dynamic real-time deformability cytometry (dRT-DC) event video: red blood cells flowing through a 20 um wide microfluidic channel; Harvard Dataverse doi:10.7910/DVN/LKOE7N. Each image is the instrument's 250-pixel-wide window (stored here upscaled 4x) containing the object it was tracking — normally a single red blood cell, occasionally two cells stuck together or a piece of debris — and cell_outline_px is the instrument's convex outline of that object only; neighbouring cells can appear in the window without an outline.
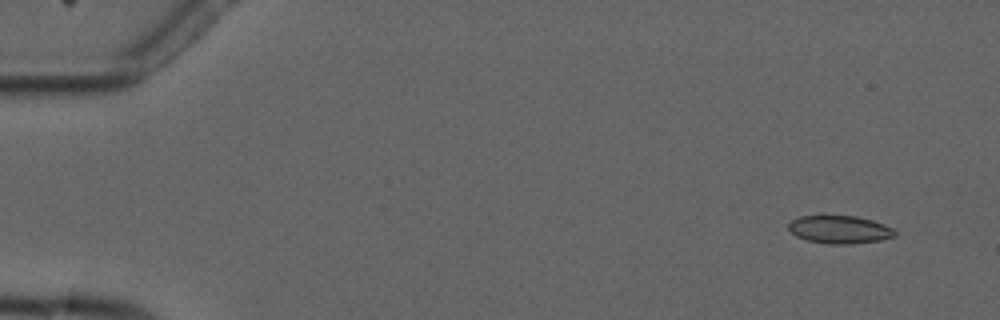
{"species": "common noctule bat (a hibernating species)", "species_latin": "Nyctalus noctula", "temperature_condition": "cold", "stored_images_in_passage": 4, "camera_frame_rate_fps": 3000, "um_per_image_px": 0.085, "animal": {"sex": "male", "forearm_length_mm": 52.5}, "frame": {"image": 1, "passage_image": 1, "time_ms": 0.0, "image_size_px": [1000, 320], "cell_outline_px": [[896, 236], [880, 240], [852, 244], [832, 244], [808, 240], [796, 236], [788, 228], [788, 224], [792, 220], [800, 216], [820, 212], [824, 212], [856, 216], [872, 220], [884, 224], [892, 228], [896, 232]], "centroid_in_image_um": [71.33, 19.45], "position_along_channel_um": 13.7, "area_um2": 18.03}}